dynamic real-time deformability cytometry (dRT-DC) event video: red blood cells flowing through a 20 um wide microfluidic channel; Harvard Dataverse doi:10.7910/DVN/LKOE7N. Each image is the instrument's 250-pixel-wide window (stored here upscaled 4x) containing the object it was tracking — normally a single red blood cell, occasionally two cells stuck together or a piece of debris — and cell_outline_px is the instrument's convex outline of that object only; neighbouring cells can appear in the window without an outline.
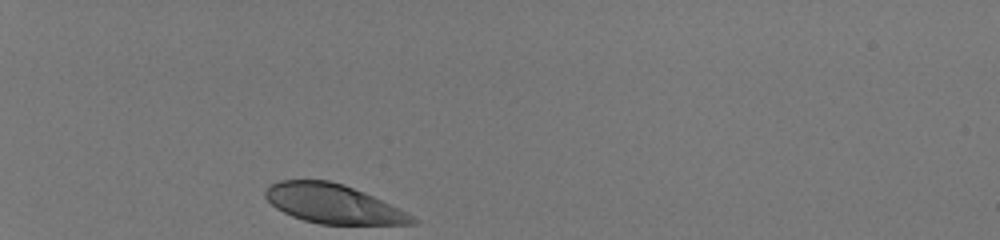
{"species": "human", "species_latin": "Homo sapiens", "temperature_condition": "room temperature", "stored_images_in_passage": 31, "camera_frame_rate_fps": 3000, "um_per_image_px": 0.085, "donor": {"sex": "male"}, "frame": {"image": 1, "passage_image": 1, "time_ms": 0.0, "image_size_px": [1000, 240], "cell_outline_px": [[420, 220], [416, 224], [320, 224], [304, 220], [292, 216], [276, 208], [264, 196], [264, 188], [280, 180], [328, 180], [344, 184], [364, 192]], "centroid_in_image_um": [28.26, 17.32], "position_along_channel_um": 56.7, "area_um2": 33.12}}
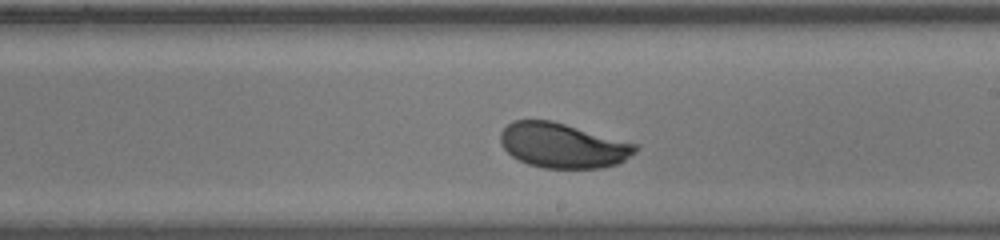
{"frame": {"image": 2, "passage_image": 18, "time_ms": 5.667, "image_size_px": [1000, 240], "cell_outline_px": [[640, 148], [636, 152], [620, 164], [600, 168], [544, 168], [528, 164], [512, 156], [504, 148], [500, 140], [500, 132], [512, 120], [552, 120], [636, 144]], "centroid_in_image_um": [47.85, 12.37], "position_along_channel_um": 241.2, "area_um2": 35.26}}
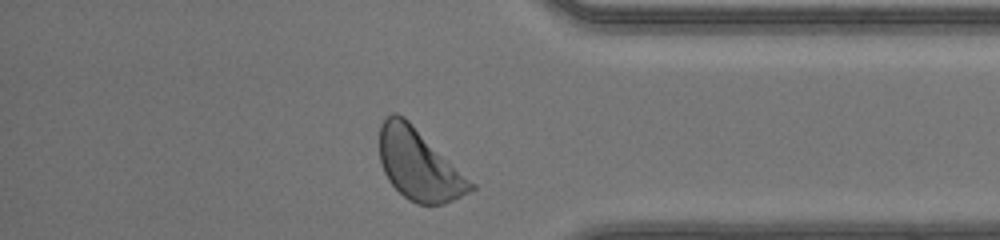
{"frame": {"image": 3, "passage_image": 30, "time_ms": 9.667, "image_size_px": [1000, 240], "cell_outline_px": [[476, 188], [444, 204], [416, 204], [408, 200], [388, 180], [380, 164], [380, 124], [384, 116], [392, 112], [396, 112], [404, 116], [476, 184]], "centroid_in_image_um": [35.59, 13.97], "position_along_channel_um": 399.6, "area_um2": 37.74}, "authors_computed_cell_mechanics": {"area_um2": 35.4314, "velocity_mm_per_s": 4.0957, "shape_relaxation_time_tau1_ms": 1.6917, "shape_relaxation_time_tau2_ms": null, "deformation_change_tau1": 0.1297, "deformation_change_tau2": null}}